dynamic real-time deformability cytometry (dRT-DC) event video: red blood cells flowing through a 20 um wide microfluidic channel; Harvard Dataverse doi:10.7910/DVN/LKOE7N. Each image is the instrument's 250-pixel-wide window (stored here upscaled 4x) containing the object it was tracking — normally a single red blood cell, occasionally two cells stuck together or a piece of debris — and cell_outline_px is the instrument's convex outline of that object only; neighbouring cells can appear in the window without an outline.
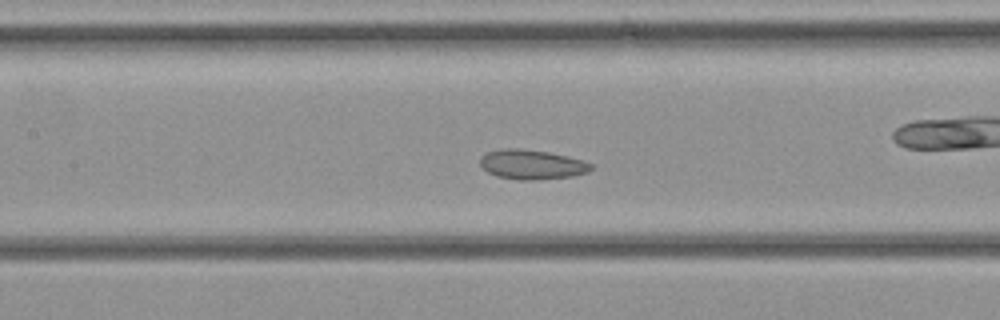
{"species": "common noctule bat (a hibernating species)", "species_latin": "Nyctalus noctula", "temperature_condition": "cold", "stored_images_in_passage": 36, "camera_frame_rate_fps": 3000, "um_per_image_px": 0.085, "animal": {"sex": "female", "body_mass_g": 21.9}, "frame": {"image": 1, "passage_image": 16, "time_ms": 5.0, "image_size_px": [1000, 320], "cell_outline_px": [[592, 168], [588, 172], [572, 176], [540, 180], [520, 180], [496, 176], [488, 172], [480, 164], [480, 156], [484, 152], [500, 148], [520, 148], [548, 152], [568, 156], [592, 164]], "centroid_in_image_um": [45.16, 13.97], "position_along_channel_um": 162.2, "area_um2": 19.31}}
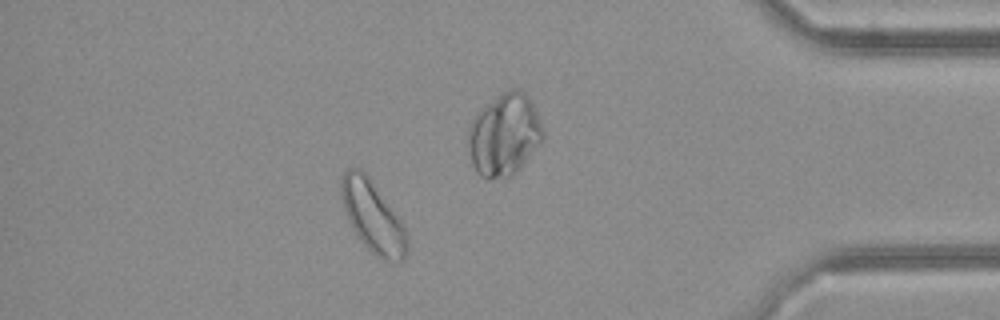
{"frame": {"image": 2, "passage_image": 31, "time_ms": 10.0, "image_size_px": [1000, 320], "cell_outline_px": [[408, 248], [404, 260], [396, 264], [384, 260], [376, 256], [364, 244], [352, 228], [344, 208], [340, 192], [340, 180], [344, 172], [348, 168], [356, 168], [364, 172], [372, 180], [400, 220], [404, 228], [408, 244]], "centroid_in_image_um": [31.69, 18.44], "position_along_channel_um": 403.5, "area_um2": 27.17}}